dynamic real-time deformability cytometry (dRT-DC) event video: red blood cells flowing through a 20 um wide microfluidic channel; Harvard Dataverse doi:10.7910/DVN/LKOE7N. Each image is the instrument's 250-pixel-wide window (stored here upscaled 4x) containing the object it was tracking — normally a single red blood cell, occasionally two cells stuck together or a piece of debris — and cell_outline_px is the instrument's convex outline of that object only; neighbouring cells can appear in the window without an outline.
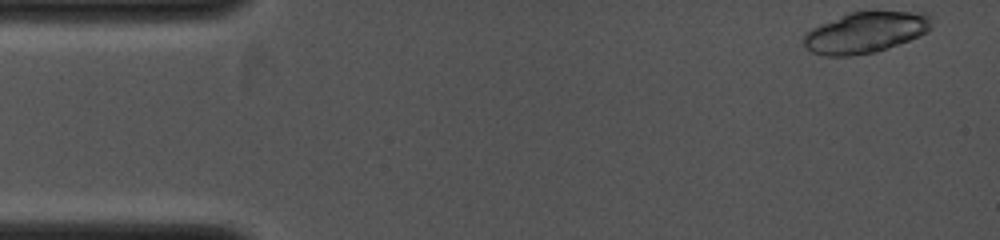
{"species": "common noctule bat (a hibernating species)", "species_latin": "Nyctalus noctula", "temperature_condition": "cold", "stored_images_in_passage": 17, "camera_frame_rate_fps": 4000, "um_per_image_px": 0.085, "animal": {"sex": "female", "body_mass_g": 19.0, "forearm_length_mm": 53.3}, "frame": {"image": 1, "passage_image": 1, "time_ms": 0.0, "image_size_px": [1000, 240], "cell_outline_px": [[936, 16], [932, 28], [928, 32], [900, 44], [876, 52], [848, 56], [824, 56], [812, 52], [804, 48], [804, 32], [820, 24], [848, 12], [928, 12]], "centroid_in_image_um": [73.63, 2.75], "position_along_channel_um": 11.4, "area_um2": 31.1}}